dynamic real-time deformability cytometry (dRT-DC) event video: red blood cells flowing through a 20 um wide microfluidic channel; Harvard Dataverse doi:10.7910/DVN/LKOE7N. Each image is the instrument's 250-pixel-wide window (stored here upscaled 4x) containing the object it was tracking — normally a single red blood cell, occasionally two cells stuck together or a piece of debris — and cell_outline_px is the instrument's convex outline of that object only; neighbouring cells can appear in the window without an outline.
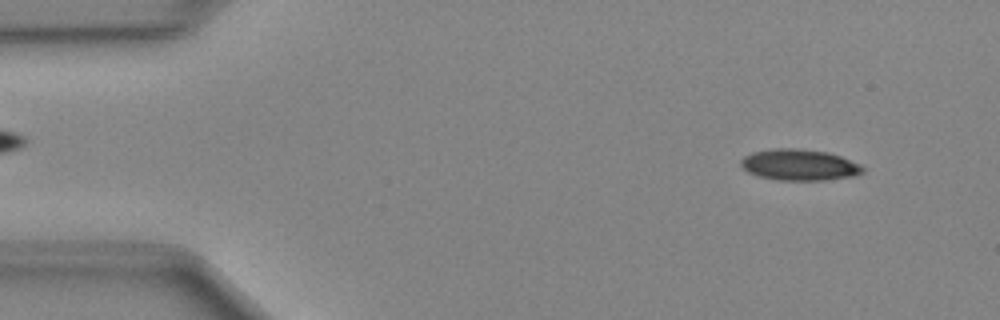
{"species": "Egyptian fruit bat (a non-hibernating species)", "species_latin": "Rousettus aegyptiacus", "temperature_condition": "cold", "stored_images_in_passage": 12, "camera_frame_rate_fps": 3000, "um_per_image_px": 0.085, "animal": {"sex": "female"}, "frame": {"image": 1, "passage_image": 4, "time_ms": 1.0, "image_size_px": [1000, 320], "cell_outline_px": [[864, 172], [856, 176], [828, 180], [776, 180], [760, 176], [748, 172], [740, 164], [740, 160], [744, 156], [752, 152], [776, 148], [796, 148], [828, 152], [840, 156], [860, 164], [864, 168]], "centroid_in_image_um": [67.96, 14.01], "position_along_channel_um": 17.0, "area_um2": 22.25}}